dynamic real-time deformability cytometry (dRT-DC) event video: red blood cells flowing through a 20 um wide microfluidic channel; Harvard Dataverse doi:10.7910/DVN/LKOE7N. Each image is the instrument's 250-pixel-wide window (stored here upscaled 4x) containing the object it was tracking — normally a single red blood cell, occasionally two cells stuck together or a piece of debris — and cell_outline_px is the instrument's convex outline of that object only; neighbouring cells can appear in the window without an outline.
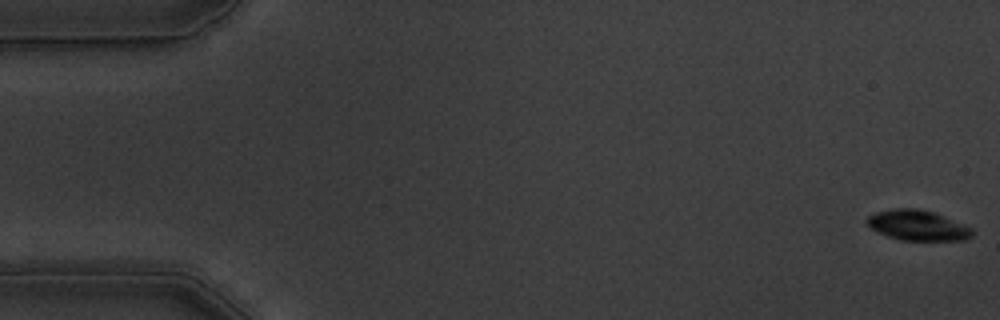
{"species": "common noctule bat (a hibernating species)", "species_latin": "Nyctalus noctula", "temperature_condition": "warm", "stored_images_in_passage": 57, "camera_frame_rate_fps": 3000, "um_per_image_px": 0.085, "animal": {"sex": "male", "body_mass_g": 19.5, "forearm_length_mm": 54.6}, "frame": {"image": 1, "passage_image": 1, "time_ms": 0.0, "image_size_px": [1000, 320], "cell_outline_px": [[972, 236], [964, 240], [900, 240], [888, 236], [872, 228], [864, 220], [868, 216], [876, 212], [892, 208], [916, 208], [932, 212], [972, 228]], "centroid_in_image_um": [77.96, 19.15], "position_along_channel_um": 7.0, "area_um2": 18.26}}
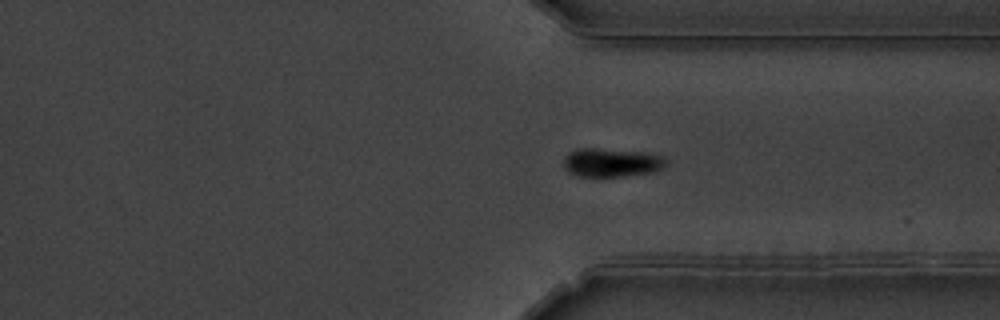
{"frame": {"image": 2, "passage_image": 43, "time_ms": 14.0, "image_size_px": [1000, 320], "cell_outline_px": [[668, 164], [664, 168], [652, 172], [620, 176], [576, 176], [568, 172], [564, 168], [564, 156], [568, 152], [576, 148], [596, 148], [648, 152], [664, 156], [668, 160]], "centroid_in_image_um": [52.0, 13.8], "position_along_channel_um": 359.4, "area_um2": 17.46}}
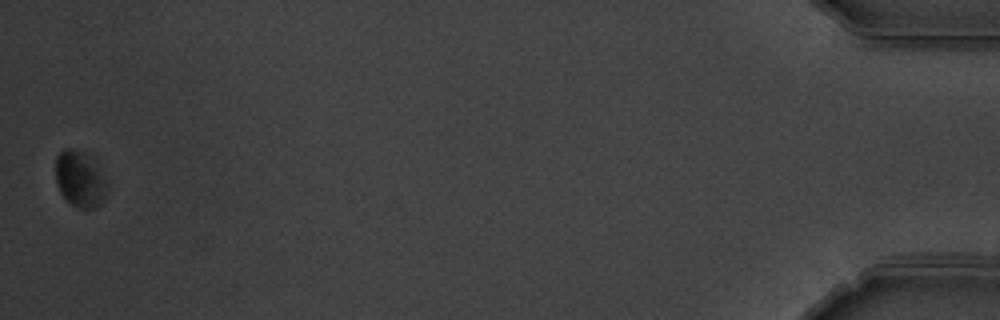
{"frame": {"image": 3, "passage_image": 57, "time_ms": 18.667, "image_size_px": [1000, 320], "cell_outline_px": [[104, 196], [100, 204], [92, 208], [76, 208], [60, 192], [56, 184], [56, 156], [64, 148], [72, 148], [92, 156], [104, 192]], "centroid_in_image_um": [6.68, 15.2], "position_along_channel_um": 428.5, "area_um2": 15.9}, "authors_computed_cell_mechanics": {"area_um2": 18.6116, "velocity_mm_per_s": 3.5139, "shape_relaxation_time_tau1_ms": 1.1406, "shape_relaxation_time_tau2_ms": null, "deformation_change_tau1": 0.0719, "deformation_change_tau2": null}}